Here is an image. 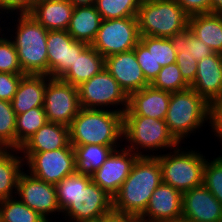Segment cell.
Listing matches in <instances>:
<instances>
[{
    "label": "cell",
    "instance_id": "6da1fadb",
    "mask_svg": "<svg viewBox=\"0 0 222 222\" xmlns=\"http://www.w3.org/2000/svg\"><path fill=\"white\" fill-rule=\"evenodd\" d=\"M161 183L159 160L155 156H139L121 188L113 196V211L139 218Z\"/></svg>",
    "mask_w": 222,
    "mask_h": 222
},
{
    "label": "cell",
    "instance_id": "7a4b0ae2",
    "mask_svg": "<svg viewBox=\"0 0 222 222\" xmlns=\"http://www.w3.org/2000/svg\"><path fill=\"white\" fill-rule=\"evenodd\" d=\"M69 136L73 147L87 144L120 146L124 141L123 113L80 108L69 126Z\"/></svg>",
    "mask_w": 222,
    "mask_h": 222
},
{
    "label": "cell",
    "instance_id": "3957f363",
    "mask_svg": "<svg viewBox=\"0 0 222 222\" xmlns=\"http://www.w3.org/2000/svg\"><path fill=\"white\" fill-rule=\"evenodd\" d=\"M16 16L15 35L13 33L9 37L14 43L23 73L48 76V30L28 13Z\"/></svg>",
    "mask_w": 222,
    "mask_h": 222
},
{
    "label": "cell",
    "instance_id": "277c9868",
    "mask_svg": "<svg viewBox=\"0 0 222 222\" xmlns=\"http://www.w3.org/2000/svg\"><path fill=\"white\" fill-rule=\"evenodd\" d=\"M209 113L210 104L189 87L171 93L165 122L174 138L183 144L185 138L197 130L198 133L205 122L209 124Z\"/></svg>",
    "mask_w": 222,
    "mask_h": 222
},
{
    "label": "cell",
    "instance_id": "5b68a950",
    "mask_svg": "<svg viewBox=\"0 0 222 222\" xmlns=\"http://www.w3.org/2000/svg\"><path fill=\"white\" fill-rule=\"evenodd\" d=\"M123 139L126 142L123 146L138 156L153 157V151L167 152L181 145L170 133L165 120L145 116H123Z\"/></svg>",
    "mask_w": 222,
    "mask_h": 222
},
{
    "label": "cell",
    "instance_id": "8992f818",
    "mask_svg": "<svg viewBox=\"0 0 222 222\" xmlns=\"http://www.w3.org/2000/svg\"><path fill=\"white\" fill-rule=\"evenodd\" d=\"M177 146L166 154L155 153L162 170V182L181 194L203 184L207 157L197 149ZM185 149V150H183Z\"/></svg>",
    "mask_w": 222,
    "mask_h": 222
},
{
    "label": "cell",
    "instance_id": "52a82bcc",
    "mask_svg": "<svg viewBox=\"0 0 222 222\" xmlns=\"http://www.w3.org/2000/svg\"><path fill=\"white\" fill-rule=\"evenodd\" d=\"M136 18L140 36L170 38L188 28L189 16L175 0H141Z\"/></svg>",
    "mask_w": 222,
    "mask_h": 222
},
{
    "label": "cell",
    "instance_id": "ba28073f",
    "mask_svg": "<svg viewBox=\"0 0 222 222\" xmlns=\"http://www.w3.org/2000/svg\"><path fill=\"white\" fill-rule=\"evenodd\" d=\"M77 88L81 108L106 109L119 113H124L128 108L129 96L106 68Z\"/></svg>",
    "mask_w": 222,
    "mask_h": 222
},
{
    "label": "cell",
    "instance_id": "9c48e42d",
    "mask_svg": "<svg viewBox=\"0 0 222 222\" xmlns=\"http://www.w3.org/2000/svg\"><path fill=\"white\" fill-rule=\"evenodd\" d=\"M112 212L113 197L95 184L91 176L78 173V194L62 212L66 222L94 220Z\"/></svg>",
    "mask_w": 222,
    "mask_h": 222
},
{
    "label": "cell",
    "instance_id": "30bf717a",
    "mask_svg": "<svg viewBox=\"0 0 222 222\" xmlns=\"http://www.w3.org/2000/svg\"><path fill=\"white\" fill-rule=\"evenodd\" d=\"M20 153L24 166L27 167L26 171L47 183L57 185L76 172L75 151L70 143L57 150Z\"/></svg>",
    "mask_w": 222,
    "mask_h": 222
},
{
    "label": "cell",
    "instance_id": "8fae6325",
    "mask_svg": "<svg viewBox=\"0 0 222 222\" xmlns=\"http://www.w3.org/2000/svg\"><path fill=\"white\" fill-rule=\"evenodd\" d=\"M140 41L136 17L102 20L97 36L91 44L104 58L131 51Z\"/></svg>",
    "mask_w": 222,
    "mask_h": 222
},
{
    "label": "cell",
    "instance_id": "7c38bea8",
    "mask_svg": "<svg viewBox=\"0 0 222 222\" xmlns=\"http://www.w3.org/2000/svg\"><path fill=\"white\" fill-rule=\"evenodd\" d=\"M78 88L47 76L44 111L48 122L70 126L80 110Z\"/></svg>",
    "mask_w": 222,
    "mask_h": 222
},
{
    "label": "cell",
    "instance_id": "4fadbf2b",
    "mask_svg": "<svg viewBox=\"0 0 222 222\" xmlns=\"http://www.w3.org/2000/svg\"><path fill=\"white\" fill-rule=\"evenodd\" d=\"M25 170L18 179L17 198L48 222H52L48 216L62 213L57 201L56 185L42 181Z\"/></svg>",
    "mask_w": 222,
    "mask_h": 222
},
{
    "label": "cell",
    "instance_id": "5bb4252c",
    "mask_svg": "<svg viewBox=\"0 0 222 222\" xmlns=\"http://www.w3.org/2000/svg\"><path fill=\"white\" fill-rule=\"evenodd\" d=\"M46 43L50 78H61L76 60L77 53L89 46L74 40L67 30L48 31Z\"/></svg>",
    "mask_w": 222,
    "mask_h": 222
},
{
    "label": "cell",
    "instance_id": "9a60e30c",
    "mask_svg": "<svg viewBox=\"0 0 222 222\" xmlns=\"http://www.w3.org/2000/svg\"><path fill=\"white\" fill-rule=\"evenodd\" d=\"M121 146V149H114L100 168L91 175V180L111 197L121 188L139 157L133 151Z\"/></svg>",
    "mask_w": 222,
    "mask_h": 222
},
{
    "label": "cell",
    "instance_id": "2e32d148",
    "mask_svg": "<svg viewBox=\"0 0 222 222\" xmlns=\"http://www.w3.org/2000/svg\"><path fill=\"white\" fill-rule=\"evenodd\" d=\"M182 217L191 222H222V204L202 184L182 194Z\"/></svg>",
    "mask_w": 222,
    "mask_h": 222
},
{
    "label": "cell",
    "instance_id": "e0dca14e",
    "mask_svg": "<svg viewBox=\"0 0 222 222\" xmlns=\"http://www.w3.org/2000/svg\"><path fill=\"white\" fill-rule=\"evenodd\" d=\"M105 68L128 96L150 85L137 62L134 50L106 57Z\"/></svg>",
    "mask_w": 222,
    "mask_h": 222
},
{
    "label": "cell",
    "instance_id": "ac0fdd59",
    "mask_svg": "<svg viewBox=\"0 0 222 222\" xmlns=\"http://www.w3.org/2000/svg\"><path fill=\"white\" fill-rule=\"evenodd\" d=\"M182 217V194L162 182L154 190L147 208L138 218L144 222H162Z\"/></svg>",
    "mask_w": 222,
    "mask_h": 222
},
{
    "label": "cell",
    "instance_id": "d6986e66",
    "mask_svg": "<svg viewBox=\"0 0 222 222\" xmlns=\"http://www.w3.org/2000/svg\"><path fill=\"white\" fill-rule=\"evenodd\" d=\"M171 92L154 88L151 84L128 97V108L123 116H145L165 120Z\"/></svg>",
    "mask_w": 222,
    "mask_h": 222
},
{
    "label": "cell",
    "instance_id": "ffe728a7",
    "mask_svg": "<svg viewBox=\"0 0 222 222\" xmlns=\"http://www.w3.org/2000/svg\"><path fill=\"white\" fill-rule=\"evenodd\" d=\"M190 87L209 104L222 97V54L213 53L197 63V74Z\"/></svg>",
    "mask_w": 222,
    "mask_h": 222
},
{
    "label": "cell",
    "instance_id": "44dd1931",
    "mask_svg": "<svg viewBox=\"0 0 222 222\" xmlns=\"http://www.w3.org/2000/svg\"><path fill=\"white\" fill-rule=\"evenodd\" d=\"M47 75L25 74L22 76L17 91L11 101L16 115L35 107H44Z\"/></svg>",
    "mask_w": 222,
    "mask_h": 222
},
{
    "label": "cell",
    "instance_id": "7402d4cb",
    "mask_svg": "<svg viewBox=\"0 0 222 222\" xmlns=\"http://www.w3.org/2000/svg\"><path fill=\"white\" fill-rule=\"evenodd\" d=\"M70 143L69 127L47 122L19 148L20 152H45L65 148Z\"/></svg>",
    "mask_w": 222,
    "mask_h": 222
},
{
    "label": "cell",
    "instance_id": "603a6c76",
    "mask_svg": "<svg viewBox=\"0 0 222 222\" xmlns=\"http://www.w3.org/2000/svg\"><path fill=\"white\" fill-rule=\"evenodd\" d=\"M74 6L68 0H50L34 6L30 12L46 30H67Z\"/></svg>",
    "mask_w": 222,
    "mask_h": 222
},
{
    "label": "cell",
    "instance_id": "cb8c5ba5",
    "mask_svg": "<svg viewBox=\"0 0 222 222\" xmlns=\"http://www.w3.org/2000/svg\"><path fill=\"white\" fill-rule=\"evenodd\" d=\"M102 17L95 5L74 7L67 32L74 40L91 45L101 26Z\"/></svg>",
    "mask_w": 222,
    "mask_h": 222
},
{
    "label": "cell",
    "instance_id": "d4e9b609",
    "mask_svg": "<svg viewBox=\"0 0 222 222\" xmlns=\"http://www.w3.org/2000/svg\"><path fill=\"white\" fill-rule=\"evenodd\" d=\"M103 68H105V58L89 45L82 53H77L76 60L60 79L78 87Z\"/></svg>",
    "mask_w": 222,
    "mask_h": 222
},
{
    "label": "cell",
    "instance_id": "484cf974",
    "mask_svg": "<svg viewBox=\"0 0 222 222\" xmlns=\"http://www.w3.org/2000/svg\"><path fill=\"white\" fill-rule=\"evenodd\" d=\"M188 29L214 53L222 54V14L205 13L190 16Z\"/></svg>",
    "mask_w": 222,
    "mask_h": 222
},
{
    "label": "cell",
    "instance_id": "4316f807",
    "mask_svg": "<svg viewBox=\"0 0 222 222\" xmlns=\"http://www.w3.org/2000/svg\"><path fill=\"white\" fill-rule=\"evenodd\" d=\"M19 154L16 149H0V201L16 196L18 179L25 169Z\"/></svg>",
    "mask_w": 222,
    "mask_h": 222
},
{
    "label": "cell",
    "instance_id": "83f0119b",
    "mask_svg": "<svg viewBox=\"0 0 222 222\" xmlns=\"http://www.w3.org/2000/svg\"><path fill=\"white\" fill-rule=\"evenodd\" d=\"M121 146L87 144L75 146L76 172L91 176L106 161L114 149Z\"/></svg>",
    "mask_w": 222,
    "mask_h": 222
},
{
    "label": "cell",
    "instance_id": "f1b7e54d",
    "mask_svg": "<svg viewBox=\"0 0 222 222\" xmlns=\"http://www.w3.org/2000/svg\"><path fill=\"white\" fill-rule=\"evenodd\" d=\"M169 39L176 51V56L194 57L195 60L200 61L214 53L207 44L193 35L188 28Z\"/></svg>",
    "mask_w": 222,
    "mask_h": 222
},
{
    "label": "cell",
    "instance_id": "f546056e",
    "mask_svg": "<svg viewBox=\"0 0 222 222\" xmlns=\"http://www.w3.org/2000/svg\"><path fill=\"white\" fill-rule=\"evenodd\" d=\"M48 122L44 107H35L16 116V150Z\"/></svg>",
    "mask_w": 222,
    "mask_h": 222
},
{
    "label": "cell",
    "instance_id": "4dcf8cb0",
    "mask_svg": "<svg viewBox=\"0 0 222 222\" xmlns=\"http://www.w3.org/2000/svg\"><path fill=\"white\" fill-rule=\"evenodd\" d=\"M1 222H48L38 212L21 202L17 196L0 201Z\"/></svg>",
    "mask_w": 222,
    "mask_h": 222
},
{
    "label": "cell",
    "instance_id": "1f68e13d",
    "mask_svg": "<svg viewBox=\"0 0 222 222\" xmlns=\"http://www.w3.org/2000/svg\"><path fill=\"white\" fill-rule=\"evenodd\" d=\"M141 0H96L95 7L103 20L136 17Z\"/></svg>",
    "mask_w": 222,
    "mask_h": 222
},
{
    "label": "cell",
    "instance_id": "d6a6232c",
    "mask_svg": "<svg viewBox=\"0 0 222 222\" xmlns=\"http://www.w3.org/2000/svg\"><path fill=\"white\" fill-rule=\"evenodd\" d=\"M16 116L12 103L0 100V149H16Z\"/></svg>",
    "mask_w": 222,
    "mask_h": 222
},
{
    "label": "cell",
    "instance_id": "836d02e7",
    "mask_svg": "<svg viewBox=\"0 0 222 222\" xmlns=\"http://www.w3.org/2000/svg\"><path fill=\"white\" fill-rule=\"evenodd\" d=\"M140 41L162 67L176 62V51L169 38L140 36Z\"/></svg>",
    "mask_w": 222,
    "mask_h": 222
},
{
    "label": "cell",
    "instance_id": "e575fe53",
    "mask_svg": "<svg viewBox=\"0 0 222 222\" xmlns=\"http://www.w3.org/2000/svg\"><path fill=\"white\" fill-rule=\"evenodd\" d=\"M151 85L168 92H177L190 87L181 75L176 63L163 66Z\"/></svg>",
    "mask_w": 222,
    "mask_h": 222
},
{
    "label": "cell",
    "instance_id": "d590c367",
    "mask_svg": "<svg viewBox=\"0 0 222 222\" xmlns=\"http://www.w3.org/2000/svg\"><path fill=\"white\" fill-rule=\"evenodd\" d=\"M208 160L204 168L203 185L222 204V156Z\"/></svg>",
    "mask_w": 222,
    "mask_h": 222
},
{
    "label": "cell",
    "instance_id": "8d00e7d4",
    "mask_svg": "<svg viewBox=\"0 0 222 222\" xmlns=\"http://www.w3.org/2000/svg\"><path fill=\"white\" fill-rule=\"evenodd\" d=\"M0 36V72L23 73L13 41L4 32Z\"/></svg>",
    "mask_w": 222,
    "mask_h": 222
},
{
    "label": "cell",
    "instance_id": "74e56055",
    "mask_svg": "<svg viewBox=\"0 0 222 222\" xmlns=\"http://www.w3.org/2000/svg\"><path fill=\"white\" fill-rule=\"evenodd\" d=\"M133 50L135 51L137 62L141 67L146 80L151 84L157 77L162 66L159 63H156L152 53H150L141 41L137 43Z\"/></svg>",
    "mask_w": 222,
    "mask_h": 222
},
{
    "label": "cell",
    "instance_id": "f35d334b",
    "mask_svg": "<svg viewBox=\"0 0 222 222\" xmlns=\"http://www.w3.org/2000/svg\"><path fill=\"white\" fill-rule=\"evenodd\" d=\"M58 205L63 212L76 198L78 194V173L65 177L56 185Z\"/></svg>",
    "mask_w": 222,
    "mask_h": 222
},
{
    "label": "cell",
    "instance_id": "ab89813d",
    "mask_svg": "<svg viewBox=\"0 0 222 222\" xmlns=\"http://www.w3.org/2000/svg\"><path fill=\"white\" fill-rule=\"evenodd\" d=\"M23 75L0 72V100L12 101Z\"/></svg>",
    "mask_w": 222,
    "mask_h": 222
},
{
    "label": "cell",
    "instance_id": "60d3db41",
    "mask_svg": "<svg viewBox=\"0 0 222 222\" xmlns=\"http://www.w3.org/2000/svg\"><path fill=\"white\" fill-rule=\"evenodd\" d=\"M209 126L215 138L222 145V97L210 103Z\"/></svg>",
    "mask_w": 222,
    "mask_h": 222
},
{
    "label": "cell",
    "instance_id": "b9f144b4",
    "mask_svg": "<svg viewBox=\"0 0 222 222\" xmlns=\"http://www.w3.org/2000/svg\"><path fill=\"white\" fill-rule=\"evenodd\" d=\"M177 66L180 69L181 75L184 80L191 85L197 74V63L198 61L194 57L188 56H176Z\"/></svg>",
    "mask_w": 222,
    "mask_h": 222
},
{
    "label": "cell",
    "instance_id": "7bdbcfd3",
    "mask_svg": "<svg viewBox=\"0 0 222 222\" xmlns=\"http://www.w3.org/2000/svg\"><path fill=\"white\" fill-rule=\"evenodd\" d=\"M190 17L198 14L211 13V0H175Z\"/></svg>",
    "mask_w": 222,
    "mask_h": 222
},
{
    "label": "cell",
    "instance_id": "ee69618b",
    "mask_svg": "<svg viewBox=\"0 0 222 222\" xmlns=\"http://www.w3.org/2000/svg\"><path fill=\"white\" fill-rule=\"evenodd\" d=\"M29 12H30L29 0H0V15L6 13L9 14L10 16L12 13H13L12 15H14V14L29 13Z\"/></svg>",
    "mask_w": 222,
    "mask_h": 222
},
{
    "label": "cell",
    "instance_id": "f6af8a7d",
    "mask_svg": "<svg viewBox=\"0 0 222 222\" xmlns=\"http://www.w3.org/2000/svg\"><path fill=\"white\" fill-rule=\"evenodd\" d=\"M138 218L132 215L112 212L103 217V222H135Z\"/></svg>",
    "mask_w": 222,
    "mask_h": 222
},
{
    "label": "cell",
    "instance_id": "bcb514c9",
    "mask_svg": "<svg viewBox=\"0 0 222 222\" xmlns=\"http://www.w3.org/2000/svg\"><path fill=\"white\" fill-rule=\"evenodd\" d=\"M211 13L222 14V0H211Z\"/></svg>",
    "mask_w": 222,
    "mask_h": 222
},
{
    "label": "cell",
    "instance_id": "7dc6e473",
    "mask_svg": "<svg viewBox=\"0 0 222 222\" xmlns=\"http://www.w3.org/2000/svg\"><path fill=\"white\" fill-rule=\"evenodd\" d=\"M74 7L76 6H92L96 0H68Z\"/></svg>",
    "mask_w": 222,
    "mask_h": 222
},
{
    "label": "cell",
    "instance_id": "c3c4849f",
    "mask_svg": "<svg viewBox=\"0 0 222 222\" xmlns=\"http://www.w3.org/2000/svg\"><path fill=\"white\" fill-rule=\"evenodd\" d=\"M29 1H30V10H31L34 6L50 0H29Z\"/></svg>",
    "mask_w": 222,
    "mask_h": 222
},
{
    "label": "cell",
    "instance_id": "681fc988",
    "mask_svg": "<svg viewBox=\"0 0 222 222\" xmlns=\"http://www.w3.org/2000/svg\"><path fill=\"white\" fill-rule=\"evenodd\" d=\"M162 222H191L188 219H185L183 217L178 218V219H173V220H167V221H162Z\"/></svg>",
    "mask_w": 222,
    "mask_h": 222
},
{
    "label": "cell",
    "instance_id": "f907efd6",
    "mask_svg": "<svg viewBox=\"0 0 222 222\" xmlns=\"http://www.w3.org/2000/svg\"><path fill=\"white\" fill-rule=\"evenodd\" d=\"M78 222H103V217L94 220H83Z\"/></svg>",
    "mask_w": 222,
    "mask_h": 222
},
{
    "label": "cell",
    "instance_id": "816d5d0a",
    "mask_svg": "<svg viewBox=\"0 0 222 222\" xmlns=\"http://www.w3.org/2000/svg\"><path fill=\"white\" fill-rule=\"evenodd\" d=\"M2 31H4V28L2 30V27L0 26V35L2 34Z\"/></svg>",
    "mask_w": 222,
    "mask_h": 222
},
{
    "label": "cell",
    "instance_id": "f5cc1de1",
    "mask_svg": "<svg viewBox=\"0 0 222 222\" xmlns=\"http://www.w3.org/2000/svg\"><path fill=\"white\" fill-rule=\"evenodd\" d=\"M135 222H144V221L137 219Z\"/></svg>",
    "mask_w": 222,
    "mask_h": 222
}]
</instances>
